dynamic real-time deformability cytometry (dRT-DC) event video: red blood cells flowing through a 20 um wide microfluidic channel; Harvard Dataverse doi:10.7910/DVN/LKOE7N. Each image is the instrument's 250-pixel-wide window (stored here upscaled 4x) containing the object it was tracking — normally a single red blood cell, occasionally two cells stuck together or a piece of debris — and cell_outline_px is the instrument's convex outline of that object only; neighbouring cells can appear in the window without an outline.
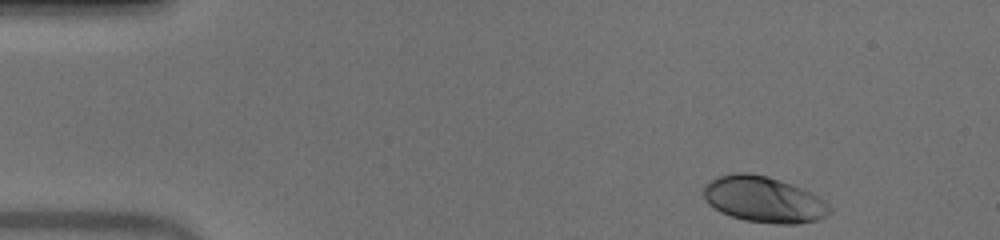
{"species": "human", "species_latin": "Homo sapiens", "temperature_condition": "warm", "stored_images_in_passage": 47, "camera_frame_rate_fps": 3000, "um_per_image_px": 0.085, "donor": {"sex": "male"}, "frame": {"image": 1, "passage_image": 1, "time_ms": 0.0, "image_size_px": [1000, 240], "cell_outline_px": [[832, 212], [828, 216], [816, 220], [796, 224], [776, 224], [744, 220], [720, 212], [708, 204], [704, 196], [704, 184], [716, 176], [732, 172], [748, 172], [768, 176], [780, 180], [800, 188], [824, 200], [832, 208]], "centroid_in_image_um": [64.89, 16.95], "position_along_channel_um": 20.1, "area_um2": 33.93}}
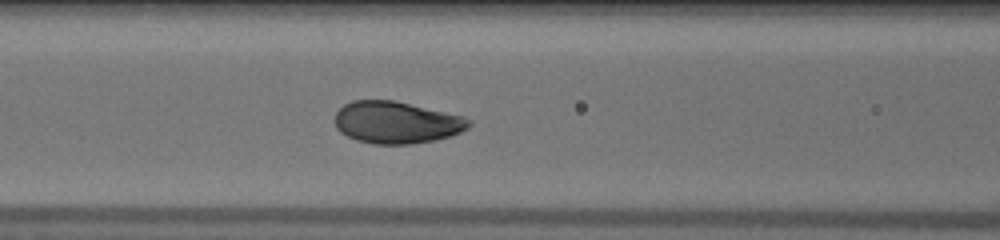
{"frame": {"image": 2, "passage_image": 17, "time_ms": 5.333, "image_size_px": [1000, 240], "cell_outline_px": [[472, 124], [468, 128], [460, 132], [448, 136], [432, 140], [412, 144], [372, 144], [356, 140], [340, 132], [336, 128], [332, 120], [336, 112], [344, 104], [352, 100], [396, 100], [464, 116], [472, 120]], "centroid_in_image_um": [33.67, 10.39], "position_along_channel_um": 132.9, "area_um2": 33.18}}
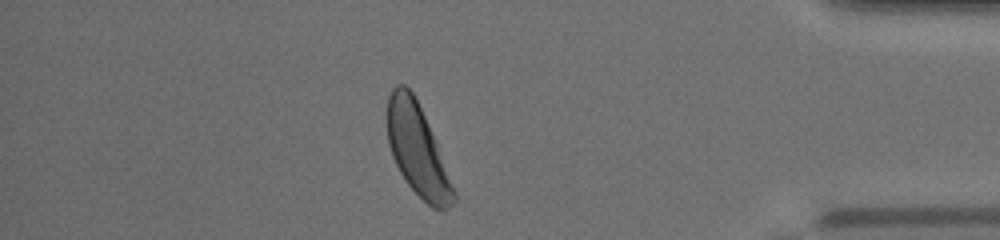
{"frame": {"image": 3, "passage_image": 40, "time_ms": 13.0, "image_size_px": [1000, 240], "cell_outline_px": [[456, 200], [448, 208], [432, 208], [408, 184], [400, 172], [392, 156], [388, 144], [388, 96], [392, 88], [396, 84], [404, 84], [412, 92], [424, 116], [436, 144], [456, 192]], "centroid_in_image_um": [35.47, 12.75], "position_along_channel_um": 399.7, "area_um2": 34.28}, "authors_computed_cell_mechanics": {"area_um2": 33.0616, "velocity_mm_per_s": 3.9717, "shape_relaxation_time_tau1_ms": 2.1292, "shape_relaxation_time_tau2_ms": null, "deformation_change_tau1": 0.1321, "deformation_change_tau2": null}}